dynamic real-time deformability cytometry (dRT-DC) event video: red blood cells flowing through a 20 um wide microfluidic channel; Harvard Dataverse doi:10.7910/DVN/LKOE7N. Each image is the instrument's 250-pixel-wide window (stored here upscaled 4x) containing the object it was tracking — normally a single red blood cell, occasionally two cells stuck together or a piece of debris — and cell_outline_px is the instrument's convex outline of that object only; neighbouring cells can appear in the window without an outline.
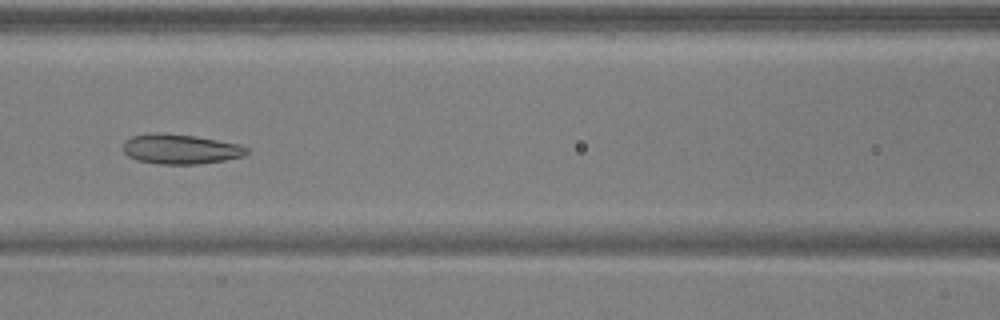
{"species": "common noctule bat (a hibernating species)", "species_latin": "Nyctalus noctula", "temperature_condition": "warm", "stored_images_in_passage": 41, "camera_frame_rate_fps": 3000, "um_per_image_px": 0.085, "animal": {"sex": "male", "body_mass_g": 17.9, "forearm_length_mm": 54.2}, "frame": {"image": 1, "passage_image": 13, "time_ms": 4.0, "image_size_px": [1000, 320], "cell_outline_px": [[248, 152], [244, 156], [224, 160], [196, 164], [160, 164], [136, 160], [128, 156], [124, 152], [124, 140], [132, 136], [152, 132], [160, 132], [192, 136], [240, 144], [248, 148]], "centroid_in_image_um": [15.31, 12.67], "position_along_channel_um": 151.3, "area_um2": 21.44}}
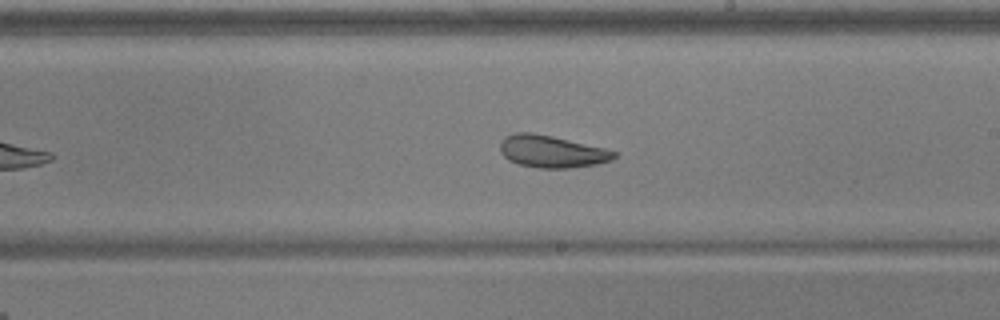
{"frame": {"image": 2, "passage_image": 20, "time_ms": 6.333, "image_size_px": [1000, 320], "cell_outline_px": [[616, 156], [612, 160], [596, 164], [568, 168], [540, 168], [520, 164], [508, 160], [500, 152], [500, 140], [504, 136], [516, 132], [532, 132], [552, 136], [604, 148], [616, 152]], "centroid_in_image_um": [46.85, 12.87], "position_along_channel_um": 242.1, "area_um2": 21.33}}
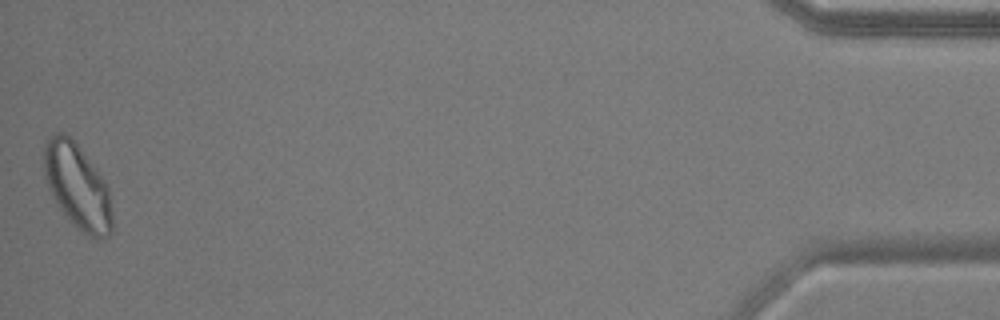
{"frame": {"image": 3, "passage_image": 41, "time_ms": 13.333, "image_size_px": [1000, 320], "cell_outline_px": [[112, 232], [104, 240], [96, 240], [88, 236], [72, 224], [64, 216], [56, 204], [48, 188], [44, 176], [44, 148], [48, 140], [56, 132], [64, 132], [76, 144], [96, 168], [108, 184], [112, 212]], "centroid_in_image_um": [6.6, 15.92], "position_along_channel_um": 428.6, "area_um2": 34.16}, "authors_computed_cell_mechanics": {"area_um2": 23.698, "velocity_mm_per_s": 3.9058, "shape_relaxation_time_tau1_ms": 8.9245, "shape_relaxation_time_tau2_ms": 1.908, "deformation_change_tau1": 0.1584, "deformation_change_tau2": 0.082}}